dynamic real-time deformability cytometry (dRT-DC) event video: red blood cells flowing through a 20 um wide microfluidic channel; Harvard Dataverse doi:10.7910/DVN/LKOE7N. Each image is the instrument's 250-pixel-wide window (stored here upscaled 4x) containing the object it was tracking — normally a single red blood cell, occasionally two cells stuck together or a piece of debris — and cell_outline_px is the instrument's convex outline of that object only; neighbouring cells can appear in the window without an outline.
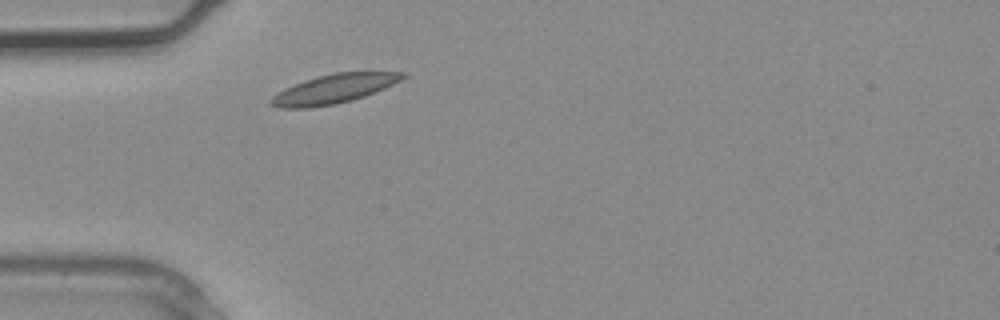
{"species": "common noctule bat (a hibernating species)", "species_latin": "Nyctalus noctula", "temperature_condition": "warm", "stored_images_in_passage": 1, "camera_frame_rate_fps": 3000, "um_per_image_px": 0.085, "animal": {"sex": "male", "body_mass_g": 20.4}, "frame": {"image": 1, "passage_image": 1, "time_ms": 0.0, "image_size_px": [1000, 320], "cell_outline_px": [[408, 72], [400, 80], [384, 88], [364, 96], [352, 100], [336, 104], [308, 108], [280, 108], [268, 104], [268, 100], [272, 96], [304, 80], [336, 72]], "centroid_in_image_um": [28.35, 7.57], "position_along_channel_um": 56.6, "area_um2": 21.96}}